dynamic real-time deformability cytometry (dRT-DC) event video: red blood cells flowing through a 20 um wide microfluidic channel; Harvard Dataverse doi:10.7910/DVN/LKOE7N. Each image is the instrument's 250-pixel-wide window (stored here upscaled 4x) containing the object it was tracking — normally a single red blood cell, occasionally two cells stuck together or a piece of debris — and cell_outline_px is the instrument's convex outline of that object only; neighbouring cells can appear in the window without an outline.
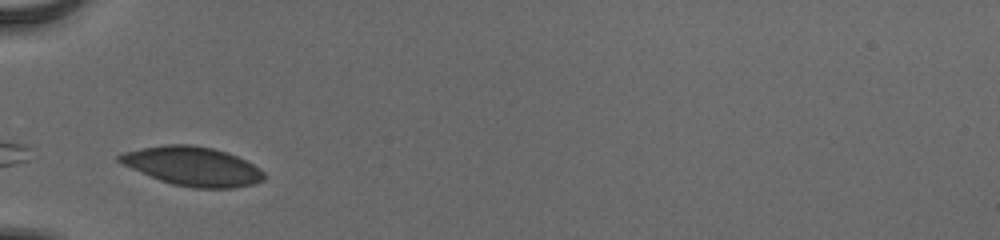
{"species": "human", "species_latin": "Homo sapiens", "temperature_condition": "cold", "stored_images_in_passage": 8, "camera_frame_rate_fps": 3000, "um_per_image_px": 0.085, "donor": {"sex": "male"}, "frame": {"image": 1, "passage_image": 1, "time_ms": 0.0, "image_size_px": [1000, 240], "cell_outline_px": [[264, 180], [252, 184], [236, 188], [192, 188], [172, 184], [160, 180], [140, 172], [116, 160], [116, 156], [124, 152], [140, 148], [164, 144], [192, 144], [212, 148], [228, 152], [260, 168], [264, 172]], "centroid_in_image_um": [16.37, 14.13], "position_along_channel_um": 68.6, "area_um2": 32.89}}
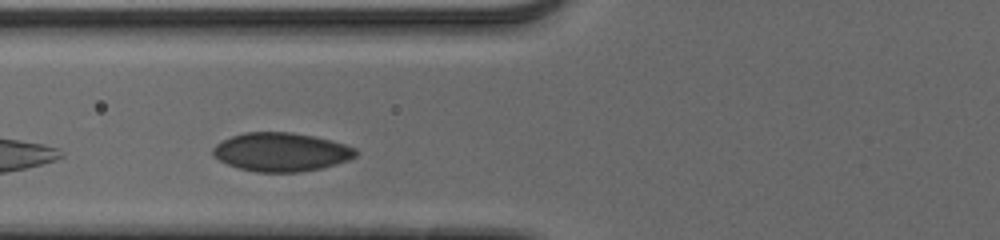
{"frame": {"image": 2, "passage_image": 4, "time_ms": 1.0, "image_size_px": [1000, 240], "cell_outline_px": [[360, 152], [356, 156], [348, 160], [336, 164], [320, 168], [300, 172], [256, 172], [240, 168], [228, 164], [212, 156], [212, 148], [216, 144], [232, 136], [244, 132], [292, 132], [332, 140], [356, 148]], "centroid_in_image_um": [23.91, 12.92], "position_along_channel_um": 101.9, "area_um2": 32.19}}